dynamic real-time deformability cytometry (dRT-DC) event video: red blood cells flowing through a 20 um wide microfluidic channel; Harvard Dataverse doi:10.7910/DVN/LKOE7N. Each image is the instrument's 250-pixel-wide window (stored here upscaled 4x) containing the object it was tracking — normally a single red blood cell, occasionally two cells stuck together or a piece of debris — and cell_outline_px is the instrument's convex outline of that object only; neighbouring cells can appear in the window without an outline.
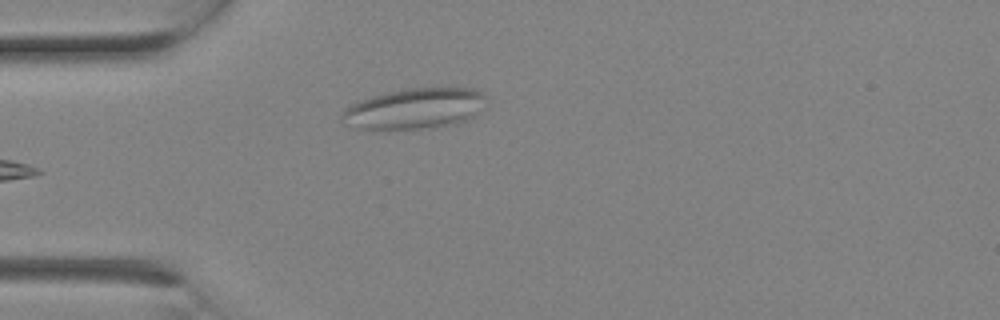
{"species": "Egyptian fruit bat (a non-hibernating species)", "species_latin": "Rousettus aegyptiacus", "temperature_condition": "room temperature", "stored_images_in_passage": 3, "camera_frame_rate_fps": 3000, "um_per_image_px": 0.085, "animal": {"sex": "female"}, "frame": {"image": 1, "passage_image": 3, "time_ms": 0.667, "image_size_px": [1000, 320], "cell_outline_px": [[488, 96], [476, 112], [468, 120], [460, 124], [432, 128], [388, 132], [372, 132], [356, 128], [344, 124], [340, 116], [344, 108], [360, 100], [372, 96], [388, 92], [408, 88], [476, 88]], "centroid_in_image_um": [35.17, 9.29], "position_along_channel_um": 49.8, "area_um2": 35.43}}